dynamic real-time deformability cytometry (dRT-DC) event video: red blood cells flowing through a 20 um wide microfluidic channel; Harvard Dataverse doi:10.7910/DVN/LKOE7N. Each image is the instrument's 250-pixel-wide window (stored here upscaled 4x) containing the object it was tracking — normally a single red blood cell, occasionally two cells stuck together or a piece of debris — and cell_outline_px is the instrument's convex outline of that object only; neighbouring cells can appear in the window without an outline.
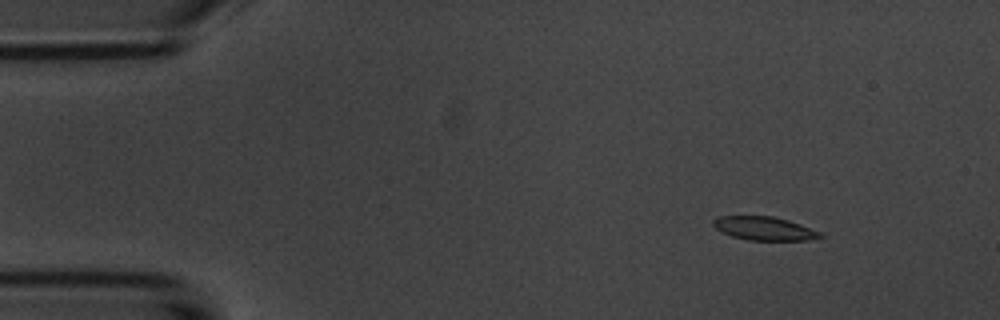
{"species": "common noctule bat (a hibernating species)", "species_latin": "Nyctalus noctula", "temperature_condition": "room temperature", "stored_images_in_passage": 6, "camera_frame_rate_fps": 3000, "um_per_image_px": 0.085, "animal": {"sex": "male", "body_mass_g": 20.1, "forearm_length_mm": 53.5}, "frame": {"image": 1, "passage_image": 2, "time_ms": 1.667, "image_size_px": [1000, 320], "cell_outline_px": [[824, 236], [808, 240], [748, 240], [732, 236], [716, 228], [712, 224], [712, 220], [720, 216], [772, 216], [788, 220], [800, 224], [820, 232]], "centroid_in_image_um": [64.96, 19.41], "position_along_channel_um": 20.0, "area_um2": 14.51}}
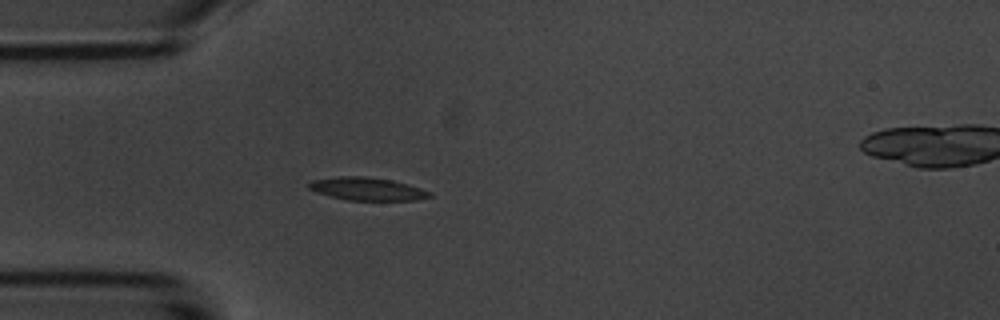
{"frame": {"image": 2, "passage_image": 5, "time_ms": 4.667, "image_size_px": [1000, 320], "cell_outline_px": [[432, 196], [416, 200], [348, 200], [316, 192], [308, 188], [308, 184], [312, 180], [336, 176], [364, 176], [392, 180], [408, 184], [432, 192]], "centroid_in_image_um": [31.21, 16.05], "position_along_channel_um": 53.8, "area_um2": 16.07}}